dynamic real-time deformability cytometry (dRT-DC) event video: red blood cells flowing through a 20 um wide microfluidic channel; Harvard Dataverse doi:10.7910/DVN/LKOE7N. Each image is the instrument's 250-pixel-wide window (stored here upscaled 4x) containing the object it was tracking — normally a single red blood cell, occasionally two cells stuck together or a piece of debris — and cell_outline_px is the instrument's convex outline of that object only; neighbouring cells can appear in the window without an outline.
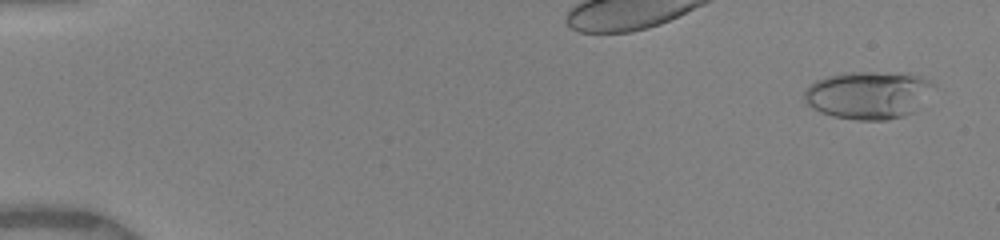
{"species": "human", "species_latin": "Homo sapiens", "temperature_condition": "warm", "stored_images_in_passage": 23, "camera_frame_rate_fps": 3000, "um_per_image_px": 0.085, "donor": {"sex": "female"}, "frame": {"image": 1, "passage_image": 3, "time_ms": 0.667, "image_size_px": [1000, 240], "cell_outline_px": [[936, 84], [912, 112], [904, 116], [888, 120], [856, 120], [832, 116], [820, 112], [808, 104], [804, 100], [804, 92], [816, 80], [828, 76], [844, 72], [872, 72], [920, 76], [932, 80]], "centroid_in_image_um": [73.77, 8.08], "position_along_channel_um": 11.2, "area_um2": 35.49}}
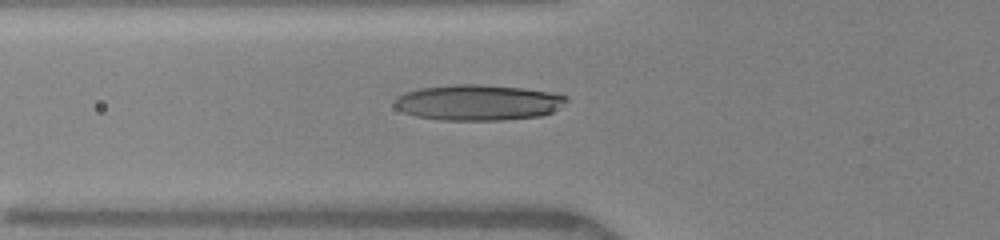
{"frame": {"image": 2, "passage_image": 18, "time_ms": 6.333, "image_size_px": [1000, 240], "cell_outline_px": [[568, 100], [552, 112], [540, 116], [504, 120], [440, 120], [416, 116], [404, 112], [396, 108], [392, 104], [392, 100], [396, 96], [404, 92], [420, 88], [456, 84], [480, 84], [524, 88], [552, 92], [568, 96]], "centroid_in_image_um": [40.6, 8.71], "position_along_channel_um": 85.2, "area_um2": 36.07}}
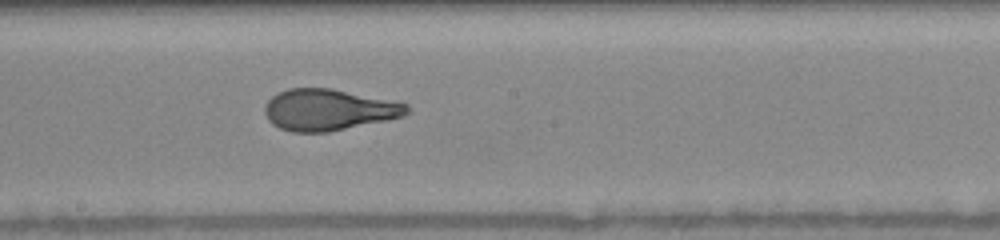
{"frame": {"image": 3, "passage_image": 23, "time_ms": 9.667, "image_size_px": [1000, 240], "cell_outline_px": [[412, 112], [404, 116], [388, 120], [328, 132], [292, 132], [280, 128], [272, 124], [268, 120], [264, 112], [264, 108], [268, 100], [272, 96], [288, 88], [332, 88], [408, 104]], "centroid_in_image_um": [27.94, 9.34], "position_along_channel_um": 220.3, "area_um2": 34.33}}